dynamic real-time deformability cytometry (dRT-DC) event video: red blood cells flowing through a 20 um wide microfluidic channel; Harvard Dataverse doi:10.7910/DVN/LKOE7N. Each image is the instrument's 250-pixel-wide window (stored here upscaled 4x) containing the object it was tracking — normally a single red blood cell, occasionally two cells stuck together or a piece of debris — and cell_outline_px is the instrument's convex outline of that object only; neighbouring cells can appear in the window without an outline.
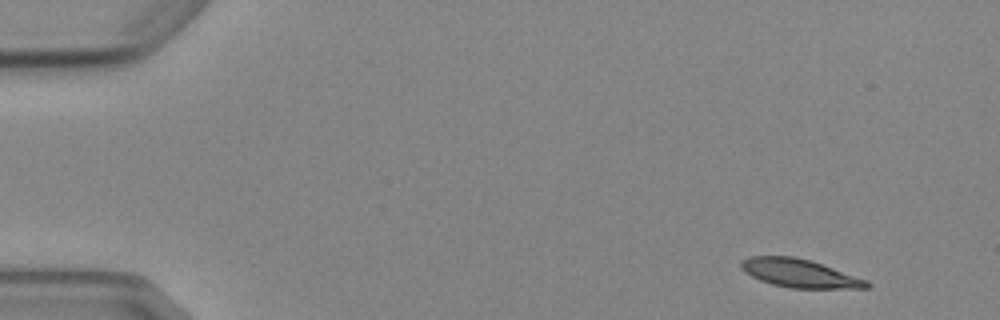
{"species": "Egyptian fruit bat (a non-hibernating species)", "species_latin": "Rousettus aegyptiacus", "temperature_condition": "cold", "stored_images_in_passage": 5, "segment_of_instrument_passage": [1, 2], "camera_frame_rate_fps": 3000, "um_per_image_px": 0.085, "animal": {"sex": "female"}, "frame": {"image": 1, "passage_image": 1, "time_ms": 0.0, "image_size_px": [1000, 320], "cell_outline_px": [[872, 288], [788, 288], [772, 284], [760, 280], [744, 272], [740, 268], [740, 260], [752, 256], [792, 256], [808, 260], [868, 280], [872, 284]], "centroid_in_image_um": [67.95, 23.24], "position_along_channel_um": 17.1, "area_um2": 20.63}}
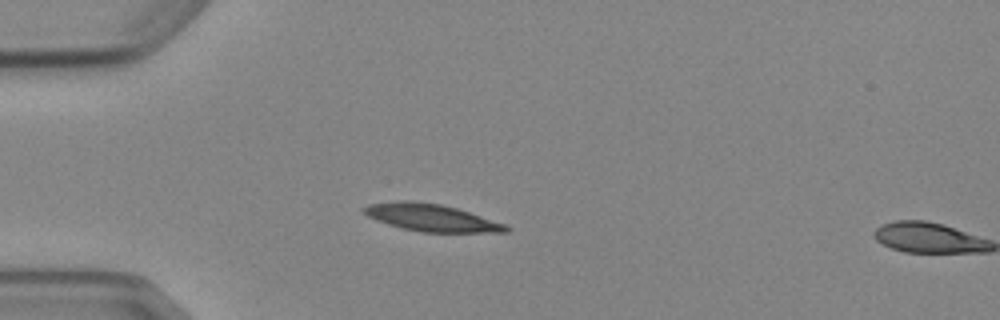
{"frame": {"image": 2, "passage_image": 4, "time_ms": 3.333, "image_size_px": [1000, 320], "cell_outline_px": [[512, 228], [508, 232], [420, 232], [388, 224], [376, 220], [368, 216], [360, 208], [368, 204], [404, 200], [408, 200], [440, 204], [456, 208], [504, 224]], "centroid_in_image_um": [36.63, 18.5], "position_along_channel_um": 48.4, "area_um2": 22.25}}